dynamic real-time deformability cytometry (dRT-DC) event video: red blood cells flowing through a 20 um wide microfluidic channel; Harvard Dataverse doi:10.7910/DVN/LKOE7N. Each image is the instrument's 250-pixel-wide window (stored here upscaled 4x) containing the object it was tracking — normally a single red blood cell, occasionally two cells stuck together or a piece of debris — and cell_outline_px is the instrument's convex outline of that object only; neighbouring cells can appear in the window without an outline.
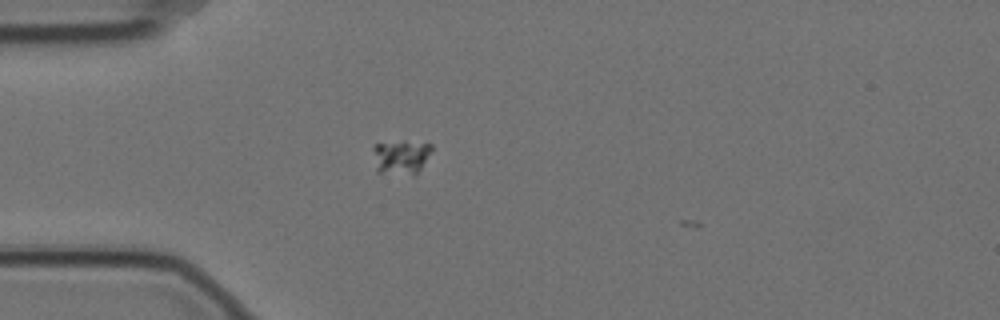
{"species": "Egyptian fruit bat (a non-hibernating species)", "species_latin": "Rousettus aegyptiacus", "temperature_condition": "cold", "stored_images_in_passage": 4, "camera_frame_rate_fps": 3000, "um_per_image_px": 0.085, "animal": {"sex": "female"}, "frame": {"image": 1, "passage_image": 2, "time_ms": 0.333, "image_size_px": [1000, 320], "cell_outline_px": [[432, 148], [416, 176], [412, 176], [376, 172], [372, 148], [376, 144], [404, 140], [432, 144]], "centroid_in_image_um": [34.06, 13.36], "position_along_channel_um": 50.9, "area_um2": 12.02}}